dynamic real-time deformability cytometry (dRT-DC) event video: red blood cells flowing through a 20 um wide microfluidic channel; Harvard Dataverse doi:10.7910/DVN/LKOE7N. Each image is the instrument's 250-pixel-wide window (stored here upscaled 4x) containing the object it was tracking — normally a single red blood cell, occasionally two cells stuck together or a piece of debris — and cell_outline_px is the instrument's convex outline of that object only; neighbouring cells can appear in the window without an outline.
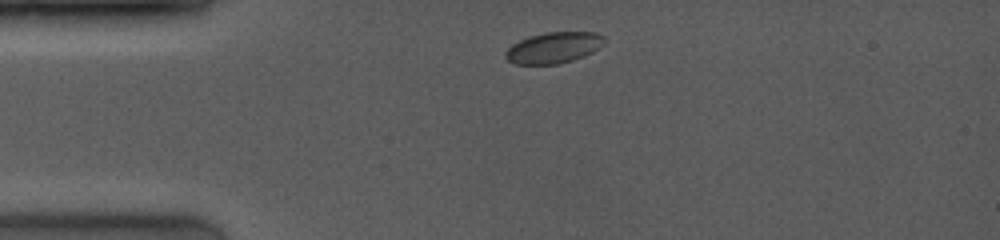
{"species": "common noctule bat (a hibernating species)", "species_latin": "Nyctalus noctula", "temperature_condition": "room temperature", "stored_images_in_passage": 8, "camera_frame_rate_fps": 4000, "um_per_image_px": 0.085, "animal": {"sex": "female", "body_mass_g": 19.0, "forearm_length_mm": 53.3}, "frame": {"image": 1, "passage_image": 1, "time_ms": 0.0, "image_size_px": [1000, 240], "cell_outline_px": [[604, 44], [600, 48], [592, 52], [572, 60], [556, 64], [516, 64], [508, 60], [504, 56], [504, 52], [512, 44], [528, 36], [548, 32], [596, 32], [604, 36]], "centroid_in_image_um": [47.05, 4.04], "position_along_channel_um": 37.9, "area_um2": 17.86}}
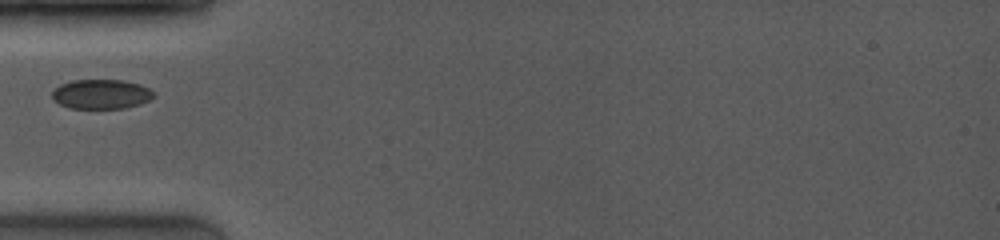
{"frame": {"image": 2, "passage_image": 3, "time_ms": 1.75, "image_size_px": [1000, 240], "cell_outline_px": [[156, 96], [140, 104], [124, 108], [68, 108], [52, 100], [52, 92], [60, 84], [72, 80], [124, 80], [140, 84], [148, 88]], "centroid_in_image_um": [8.58, 8.0], "position_along_channel_um": 76.4, "area_um2": 17.51}}
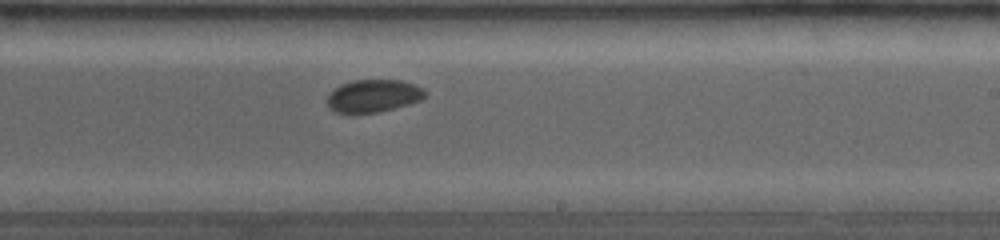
{"frame": {"image": 3, "passage_image": 8, "time_ms": 6.25, "image_size_px": [1000, 240], "cell_outline_px": [[428, 92], [420, 100], [408, 104], [376, 112], [336, 112], [328, 108], [328, 96], [340, 84], [352, 80], [400, 80], [416, 84], [424, 88]], "centroid_in_image_um": [31.77, 8.12], "position_along_channel_um": 257.2, "area_um2": 18.38}}